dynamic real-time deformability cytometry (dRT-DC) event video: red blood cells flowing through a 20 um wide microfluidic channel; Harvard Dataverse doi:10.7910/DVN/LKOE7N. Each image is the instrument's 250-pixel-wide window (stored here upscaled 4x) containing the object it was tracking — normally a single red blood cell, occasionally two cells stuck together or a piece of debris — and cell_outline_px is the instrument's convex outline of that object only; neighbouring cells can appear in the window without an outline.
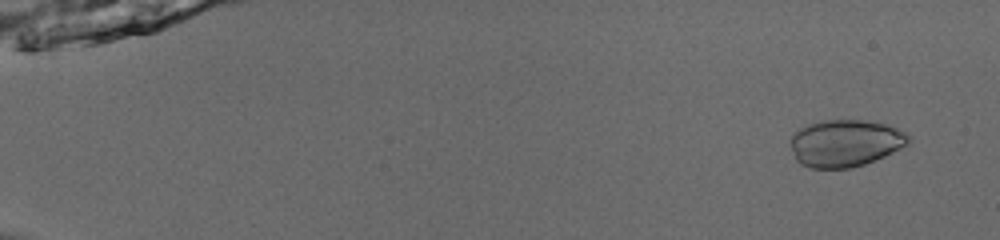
{"species": "common noctule bat (a hibernating species)", "species_latin": "Nyctalus noctula", "temperature_condition": "room temperature", "stored_images_in_passage": 53, "camera_frame_rate_fps": 3000, "um_per_image_px": 0.085, "animal": {"sex": "male", "body_mass_g": 13.0, "forearm_length_mm": 53.1}, "frame": {"image": 1, "passage_image": 4, "time_ms": 1.0, "image_size_px": [1000, 240], "cell_outline_px": [[908, 144], [884, 156], [864, 164], [852, 168], [812, 168], [800, 164], [796, 160], [788, 144], [792, 136], [800, 128], [808, 124], [824, 120], [864, 120], [884, 124], [908, 132]], "centroid_in_image_um": [71.81, 12.17], "position_along_channel_um": 13.2, "area_um2": 32.37}}
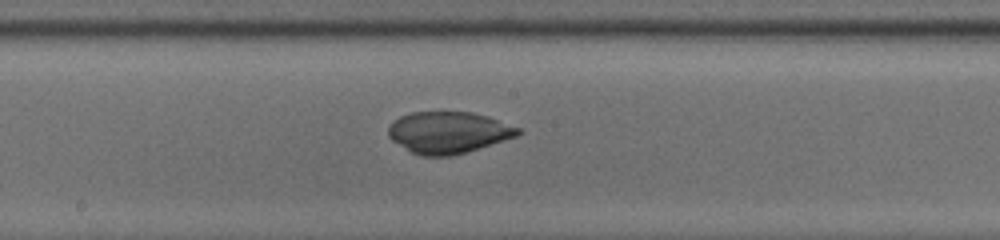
{"frame": {"image": 2, "passage_image": 31, "time_ms": 10.0, "image_size_px": [1000, 240], "cell_outline_px": [[524, 132], [516, 136], [452, 156], [420, 156], [412, 152], [392, 140], [388, 136], [388, 128], [392, 120], [400, 116], [412, 112], [472, 112], [488, 116], [520, 128]], "centroid_in_image_um": [38.09, 11.25], "position_along_channel_um": 210.1, "area_um2": 31.33}}
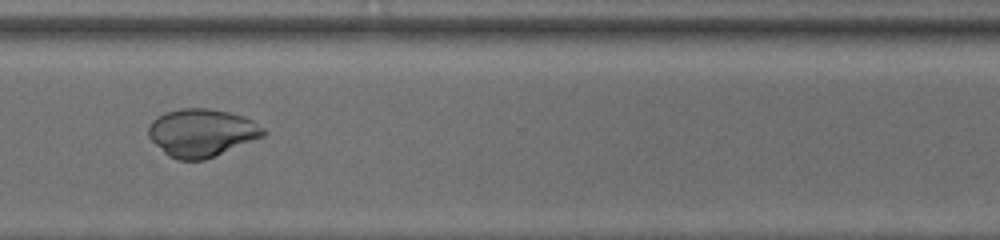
{"frame": {"image": 3, "passage_image": 42, "time_ms": 13.667, "image_size_px": [1000, 240], "cell_outline_px": [[268, 132], [264, 136], [204, 160], [176, 160], [168, 156], [148, 136], [148, 128], [152, 120], [156, 116], [164, 112], [180, 108], [208, 108], [228, 112], [244, 116], [252, 120], [264, 128]], "centroid_in_image_um": [17.13, 11.27], "position_along_channel_um": 353.5, "area_um2": 32.08}}